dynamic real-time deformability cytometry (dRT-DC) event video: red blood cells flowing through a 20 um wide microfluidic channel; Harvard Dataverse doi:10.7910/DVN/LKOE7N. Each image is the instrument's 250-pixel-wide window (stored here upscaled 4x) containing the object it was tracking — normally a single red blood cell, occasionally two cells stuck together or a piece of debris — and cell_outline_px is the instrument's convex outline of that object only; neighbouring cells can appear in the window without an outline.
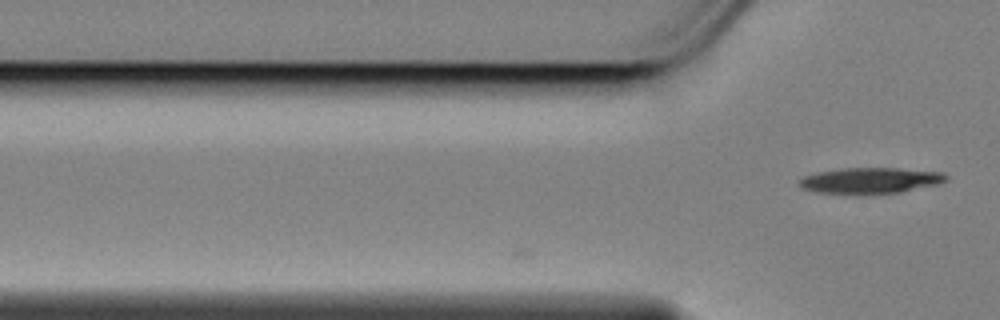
{"species": "Egyptian fruit bat (a non-hibernating species)", "species_latin": "Rousettus aegyptiacus", "temperature_condition": "cold", "stored_images_in_passage": 15, "camera_frame_rate_fps": 3000, "um_per_image_px": 0.085, "animal": {"sex": "female"}, "frame": {"image": 1, "passage_image": 15, "time_ms": 4.667, "image_size_px": [1000, 320], "cell_outline_px": [[948, 180], [936, 184], [900, 192], [820, 192], [804, 188], [800, 184], [800, 180], [804, 176], [816, 172], [840, 168], [896, 168], [940, 172], [948, 176]], "centroid_in_image_um": [74.01, 15.3], "position_along_channel_um": 51.8, "area_um2": 21.21}}